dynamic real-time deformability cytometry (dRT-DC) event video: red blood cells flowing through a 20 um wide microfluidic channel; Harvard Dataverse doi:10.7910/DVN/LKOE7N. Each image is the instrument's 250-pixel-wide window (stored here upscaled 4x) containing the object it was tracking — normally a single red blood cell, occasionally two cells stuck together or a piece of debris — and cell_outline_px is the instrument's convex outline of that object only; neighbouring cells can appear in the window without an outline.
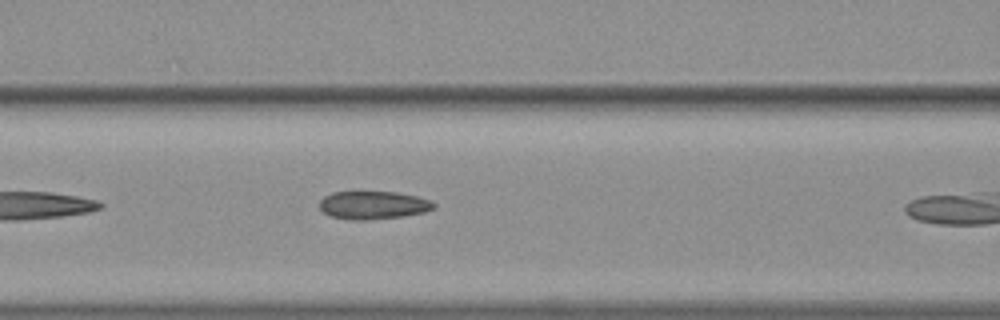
{"species": "common noctule bat (a hibernating species)", "species_latin": "Nyctalus noctula", "temperature_condition": "warm", "stored_images_in_passage": 9, "camera_frame_rate_fps": 3000, "um_per_image_px": 0.085, "animal": {"sex": "female", "body_mass_g": 19.3, "forearm_length_mm": 54.1}, "frame": {"image": 1, "passage_image": 8, "time_ms": 2.333, "image_size_px": [1000, 320], "cell_outline_px": [[436, 208], [424, 212], [400, 216], [368, 220], [348, 220], [328, 216], [320, 208], [320, 200], [324, 196], [332, 192], [396, 192], [416, 196], [428, 200], [436, 204]], "centroid_in_image_um": [31.69, 17.44], "position_along_channel_um": 134.9, "area_um2": 18.67}}